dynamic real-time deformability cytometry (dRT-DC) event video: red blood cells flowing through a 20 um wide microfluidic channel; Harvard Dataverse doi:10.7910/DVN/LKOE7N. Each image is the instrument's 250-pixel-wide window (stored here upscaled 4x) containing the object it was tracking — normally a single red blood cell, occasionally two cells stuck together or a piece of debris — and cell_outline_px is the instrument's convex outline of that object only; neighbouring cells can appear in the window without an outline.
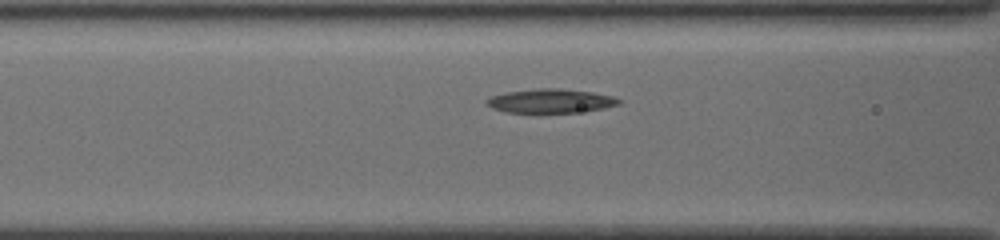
{"species": "common noctule bat (a hibernating species)", "species_latin": "Nyctalus noctula", "temperature_condition": "cold", "stored_images_in_passage": 37, "camera_frame_rate_fps": 3000, "um_per_image_px": 0.085, "animal": {"sex": "female", "body_mass_g": 19.5, "forearm_length_mm": 54.1}, "frame": {"image": 1, "passage_image": 12, "time_ms": 3.667, "image_size_px": [1000, 240], "cell_outline_px": [[620, 104], [604, 108], [576, 112], [504, 112], [492, 108], [484, 104], [484, 100], [492, 96], [508, 92], [536, 88], [560, 88], [592, 92], [612, 96], [620, 100]], "centroid_in_image_um": [46.76, 8.57], "position_along_channel_um": 119.8, "area_um2": 18.38}}
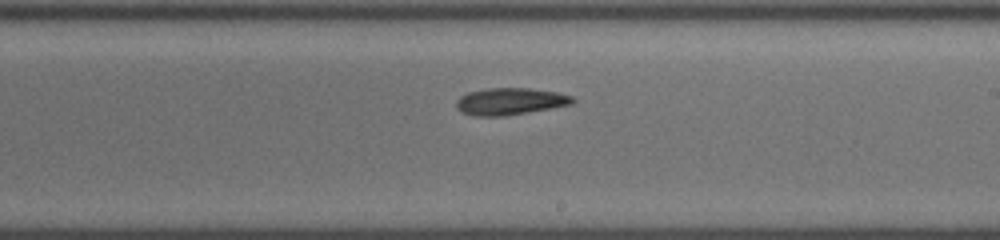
{"frame": {"image": 2, "passage_image": 22, "time_ms": 7.0, "image_size_px": [1000, 240], "cell_outline_px": [[576, 100], [572, 104], [528, 112], [504, 116], [476, 116], [460, 112], [456, 108], [456, 100], [460, 96], [468, 92], [488, 88], [528, 88], [556, 92], [572, 96]], "centroid_in_image_um": [43.32, 8.62], "position_along_channel_um": 245.7, "area_um2": 18.26}}
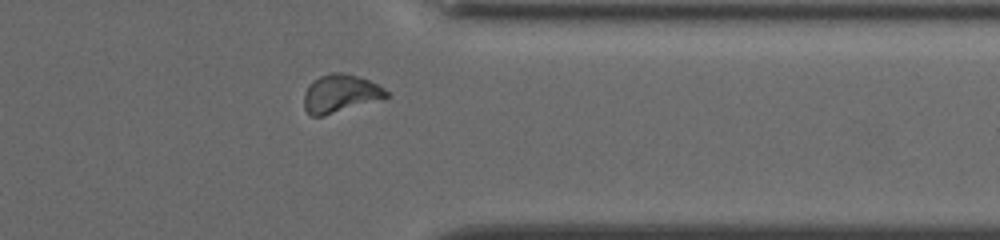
{"frame": {"image": 3, "passage_image": 33, "time_ms": 10.667, "image_size_px": [1000, 240], "cell_outline_px": [[388, 96], [324, 116], [312, 116], [304, 108], [304, 92], [308, 84], [312, 80], [320, 76], [332, 72], [344, 72], [360, 76], [384, 88], [388, 92]], "centroid_in_image_um": [28.87, 7.92], "position_along_channel_um": 382.5, "area_um2": 18.09}}